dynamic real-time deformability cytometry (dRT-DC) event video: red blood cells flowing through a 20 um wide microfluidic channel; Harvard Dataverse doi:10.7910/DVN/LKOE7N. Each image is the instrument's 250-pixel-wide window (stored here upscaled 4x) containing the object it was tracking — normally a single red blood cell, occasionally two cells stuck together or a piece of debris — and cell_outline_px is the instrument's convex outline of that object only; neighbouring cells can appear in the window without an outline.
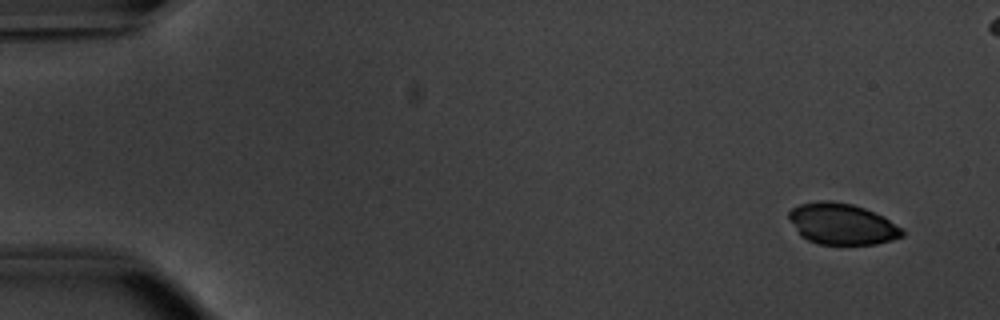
{"species": "common noctule bat (a hibernating species)", "species_latin": "Nyctalus noctula", "temperature_condition": "warm", "stored_images_in_passage": 52, "camera_frame_rate_fps": 3000, "um_per_image_px": 0.085, "animal": {"sex": "male", "body_mass_g": 20.1, "forearm_length_mm": 53.5}, "frame": {"image": 1, "passage_image": 1, "time_ms": 0.0, "image_size_px": [1000, 320], "cell_outline_px": [[904, 236], [892, 240], [876, 244], [820, 244], [808, 240], [800, 236], [788, 216], [788, 212], [792, 208], [800, 204], [820, 200], [832, 200], [852, 204], [864, 208], [884, 216], [900, 228], [904, 232]], "centroid_in_image_um": [71.56, 19.03], "position_along_channel_um": 13.4, "area_um2": 27.17}}
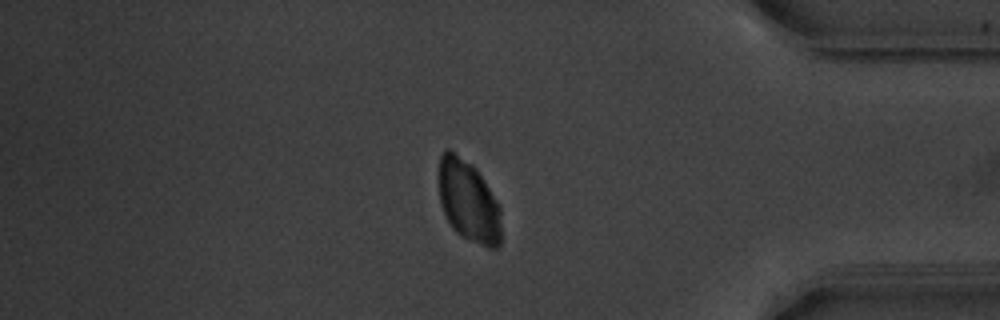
{"frame": {"image": 2, "passage_image": 43, "time_ms": 14.0, "image_size_px": [1000, 320], "cell_outline_px": [[500, 244], [496, 248], [488, 248], [460, 236], [452, 228], [440, 204], [440, 156], [444, 148], [448, 148], [472, 164], [476, 168], [500, 204]], "centroid_in_image_um": [39.83, 17.1], "position_along_channel_um": 395.4, "area_um2": 29.77}}